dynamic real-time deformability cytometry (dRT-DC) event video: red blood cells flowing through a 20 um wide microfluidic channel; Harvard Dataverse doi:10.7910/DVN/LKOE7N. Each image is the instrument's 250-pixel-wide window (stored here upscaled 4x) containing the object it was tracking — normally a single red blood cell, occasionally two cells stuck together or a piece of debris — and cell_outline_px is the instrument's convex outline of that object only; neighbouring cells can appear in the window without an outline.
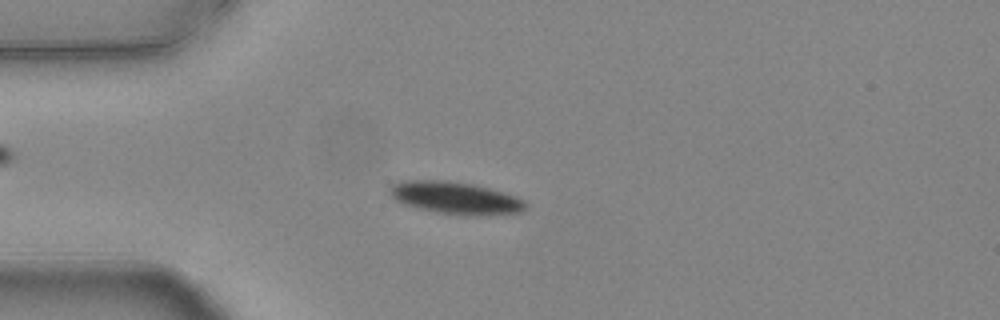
{"species": "common noctule bat (a hibernating species)", "species_latin": "Nyctalus noctula", "temperature_condition": "warm", "stored_images_in_passage": 11, "camera_frame_rate_fps": 3000, "um_per_image_px": 0.085, "animal": {"sex": "female", "body_mass_g": 24.6, "forearm_length_mm": 56.2}, "frame": {"image": 1, "passage_image": 2, "time_ms": 0.333, "image_size_px": [1000, 320], "cell_outline_px": [[528, 204], [520, 212], [468, 216], [464, 216], [436, 212], [404, 204], [396, 200], [388, 192], [388, 188], [392, 184], [404, 180], [448, 180], [476, 184], [504, 192], [516, 196], [524, 200]], "centroid_in_image_um": [38.7, 16.81], "position_along_channel_um": 46.3, "area_um2": 25.72}}
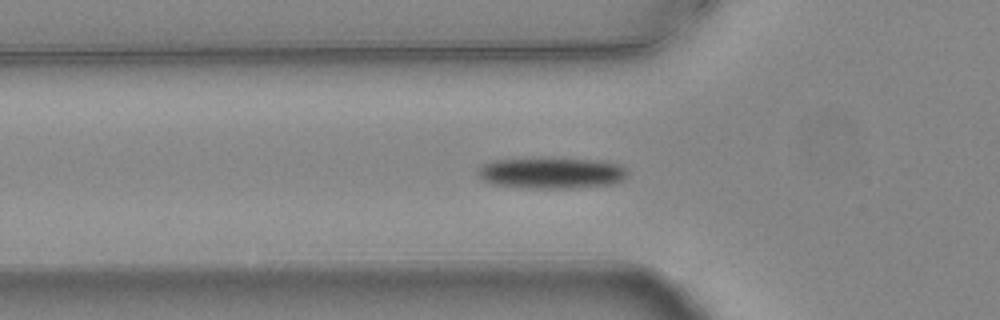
{"frame": {"image": 2, "passage_image": 6, "time_ms": 1.667, "image_size_px": [1000, 320], "cell_outline_px": [[628, 172], [624, 180], [612, 184], [572, 188], [524, 188], [492, 184], [484, 180], [476, 172], [476, 168], [492, 160], [540, 156], [544, 156], [600, 160], [620, 164]], "centroid_in_image_um": [46.85, 14.66], "position_along_channel_um": 78.9, "area_um2": 28.21}}
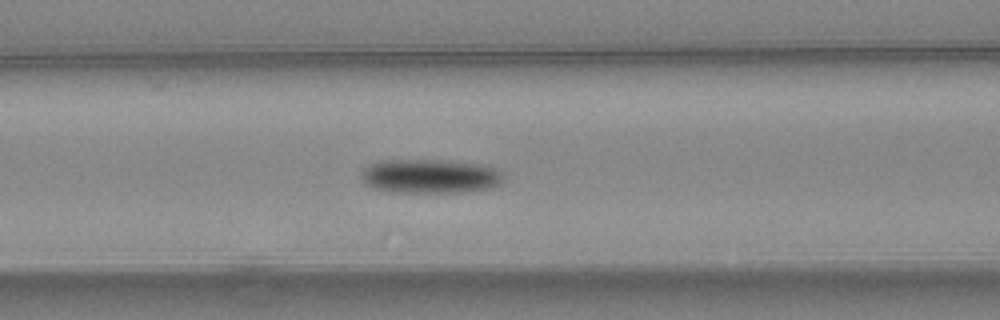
{"frame": {"image": 3, "passage_image": 10, "time_ms": 3.0, "image_size_px": [1000, 320], "cell_outline_px": [[504, 176], [500, 184], [492, 188], [468, 192], [388, 192], [372, 188], [364, 184], [360, 176], [360, 172], [364, 168], [380, 160], [448, 160], [480, 164], [500, 168]], "centroid_in_image_um": [36.58, 14.98], "position_along_channel_um": 130.0, "area_um2": 28.9}}